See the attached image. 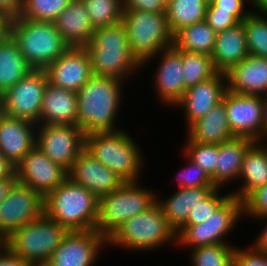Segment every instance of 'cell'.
Wrapping results in <instances>:
<instances>
[{"mask_svg":"<svg viewBox=\"0 0 267 266\" xmlns=\"http://www.w3.org/2000/svg\"><path fill=\"white\" fill-rule=\"evenodd\" d=\"M215 188V186L179 188L167 200L162 201L159 197H156V203L165 215L169 225L177 232L186 223L192 209Z\"/></svg>","mask_w":267,"mask_h":266,"instance_id":"4316f807","label":"cell"},{"mask_svg":"<svg viewBox=\"0 0 267 266\" xmlns=\"http://www.w3.org/2000/svg\"><path fill=\"white\" fill-rule=\"evenodd\" d=\"M166 2V4H168L169 2H171L172 0H164Z\"/></svg>","mask_w":267,"mask_h":266,"instance_id":"9f6ffc18","label":"cell"},{"mask_svg":"<svg viewBox=\"0 0 267 266\" xmlns=\"http://www.w3.org/2000/svg\"><path fill=\"white\" fill-rule=\"evenodd\" d=\"M37 124L0 114V153L14 166L36 145Z\"/></svg>","mask_w":267,"mask_h":266,"instance_id":"44dd1931","label":"cell"},{"mask_svg":"<svg viewBox=\"0 0 267 266\" xmlns=\"http://www.w3.org/2000/svg\"><path fill=\"white\" fill-rule=\"evenodd\" d=\"M5 31L33 69H46L70 47L54 22L17 17L5 22Z\"/></svg>","mask_w":267,"mask_h":266,"instance_id":"277c9868","label":"cell"},{"mask_svg":"<svg viewBox=\"0 0 267 266\" xmlns=\"http://www.w3.org/2000/svg\"><path fill=\"white\" fill-rule=\"evenodd\" d=\"M254 143L249 138L234 137L218 144L215 173L210 177L215 187L223 188L225 183L238 181L246 151Z\"/></svg>","mask_w":267,"mask_h":266,"instance_id":"484cf974","label":"cell"},{"mask_svg":"<svg viewBox=\"0 0 267 266\" xmlns=\"http://www.w3.org/2000/svg\"><path fill=\"white\" fill-rule=\"evenodd\" d=\"M250 14L251 13H230L218 11V8H207L205 21L217 33L241 23Z\"/></svg>","mask_w":267,"mask_h":266,"instance_id":"60d3db41","label":"cell"},{"mask_svg":"<svg viewBox=\"0 0 267 266\" xmlns=\"http://www.w3.org/2000/svg\"><path fill=\"white\" fill-rule=\"evenodd\" d=\"M206 0H172L167 4L166 18L174 35L182 28L205 20Z\"/></svg>","mask_w":267,"mask_h":266,"instance_id":"1f68e13d","label":"cell"},{"mask_svg":"<svg viewBox=\"0 0 267 266\" xmlns=\"http://www.w3.org/2000/svg\"><path fill=\"white\" fill-rule=\"evenodd\" d=\"M72 0H23L20 18L54 22Z\"/></svg>","mask_w":267,"mask_h":266,"instance_id":"8d00e7d4","label":"cell"},{"mask_svg":"<svg viewBox=\"0 0 267 266\" xmlns=\"http://www.w3.org/2000/svg\"><path fill=\"white\" fill-rule=\"evenodd\" d=\"M14 172L15 166L0 153V179L10 177Z\"/></svg>","mask_w":267,"mask_h":266,"instance_id":"f907efd6","label":"cell"},{"mask_svg":"<svg viewBox=\"0 0 267 266\" xmlns=\"http://www.w3.org/2000/svg\"><path fill=\"white\" fill-rule=\"evenodd\" d=\"M49 82L45 69H33L0 96L3 115L38 125L43 95Z\"/></svg>","mask_w":267,"mask_h":266,"instance_id":"8fae6325","label":"cell"},{"mask_svg":"<svg viewBox=\"0 0 267 266\" xmlns=\"http://www.w3.org/2000/svg\"><path fill=\"white\" fill-rule=\"evenodd\" d=\"M123 82L114 77L93 74L77 92V126L85 136L121 130L115 121L122 104Z\"/></svg>","mask_w":267,"mask_h":266,"instance_id":"6da1fadb","label":"cell"},{"mask_svg":"<svg viewBox=\"0 0 267 266\" xmlns=\"http://www.w3.org/2000/svg\"><path fill=\"white\" fill-rule=\"evenodd\" d=\"M158 68L155 69L152 86L156 90L158 99L164 105L175 106L183 97L186 89L183 79L182 50L176 49L173 45L161 50Z\"/></svg>","mask_w":267,"mask_h":266,"instance_id":"d6986e66","label":"cell"},{"mask_svg":"<svg viewBox=\"0 0 267 266\" xmlns=\"http://www.w3.org/2000/svg\"><path fill=\"white\" fill-rule=\"evenodd\" d=\"M182 70L185 89L214 77L218 71L211 55L182 50Z\"/></svg>","mask_w":267,"mask_h":266,"instance_id":"d6a6232c","label":"cell"},{"mask_svg":"<svg viewBox=\"0 0 267 266\" xmlns=\"http://www.w3.org/2000/svg\"><path fill=\"white\" fill-rule=\"evenodd\" d=\"M249 55L243 23L217 32L211 54L216 70L227 73Z\"/></svg>","mask_w":267,"mask_h":266,"instance_id":"cb8c5ba5","label":"cell"},{"mask_svg":"<svg viewBox=\"0 0 267 266\" xmlns=\"http://www.w3.org/2000/svg\"><path fill=\"white\" fill-rule=\"evenodd\" d=\"M122 22L127 29L131 54L142 67L150 63L161 50L173 45V34L167 23L166 12L123 10Z\"/></svg>","mask_w":267,"mask_h":266,"instance_id":"ba28073f","label":"cell"},{"mask_svg":"<svg viewBox=\"0 0 267 266\" xmlns=\"http://www.w3.org/2000/svg\"><path fill=\"white\" fill-rule=\"evenodd\" d=\"M243 201L231 195L203 223L183 225L177 233V244L193 249L198 246L221 244L243 216ZM225 238V239H224Z\"/></svg>","mask_w":267,"mask_h":266,"instance_id":"30bf717a","label":"cell"},{"mask_svg":"<svg viewBox=\"0 0 267 266\" xmlns=\"http://www.w3.org/2000/svg\"><path fill=\"white\" fill-rule=\"evenodd\" d=\"M263 100V119H264V136L267 135V93L262 96Z\"/></svg>","mask_w":267,"mask_h":266,"instance_id":"f5cc1de1","label":"cell"},{"mask_svg":"<svg viewBox=\"0 0 267 266\" xmlns=\"http://www.w3.org/2000/svg\"><path fill=\"white\" fill-rule=\"evenodd\" d=\"M36 145L67 171L85 149V134L77 125H37Z\"/></svg>","mask_w":267,"mask_h":266,"instance_id":"7c38bea8","label":"cell"},{"mask_svg":"<svg viewBox=\"0 0 267 266\" xmlns=\"http://www.w3.org/2000/svg\"><path fill=\"white\" fill-rule=\"evenodd\" d=\"M257 220H266L265 227L260 232V235L258 234V237L255 239V241L252 243V246L267 254V216L256 218ZM254 244V245H253Z\"/></svg>","mask_w":267,"mask_h":266,"instance_id":"c3c4849f","label":"cell"},{"mask_svg":"<svg viewBox=\"0 0 267 266\" xmlns=\"http://www.w3.org/2000/svg\"><path fill=\"white\" fill-rule=\"evenodd\" d=\"M252 8L258 16L267 18V0H253ZM259 12V13H258ZM262 13V14H261Z\"/></svg>","mask_w":267,"mask_h":266,"instance_id":"816d5d0a","label":"cell"},{"mask_svg":"<svg viewBox=\"0 0 267 266\" xmlns=\"http://www.w3.org/2000/svg\"><path fill=\"white\" fill-rule=\"evenodd\" d=\"M0 266H30V265L20 256L13 254L4 244H1Z\"/></svg>","mask_w":267,"mask_h":266,"instance_id":"7dc6e473","label":"cell"},{"mask_svg":"<svg viewBox=\"0 0 267 266\" xmlns=\"http://www.w3.org/2000/svg\"><path fill=\"white\" fill-rule=\"evenodd\" d=\"M262 141L255 142L244 156L239 180H243L236 192H230L239 200L244 201L253 191L267 183V154L260 146ZM259 144V145H258Z\"/></svg>","mask_w":267,"mask_h":266,"instance_id":"f546056e","label":"cell"},{"mask_svg":"<svg viewBox=\"0 0 267 266\" xmlns=\"http://www.w3.org/2000/svg\"><path fill=\"white\" fill-rule=\"evenodd\" d=\"M267 137V135L265 136ZM263 137L264 139L263 140H266L267 138ZM261 147L264 149L265 153L267 154V145L266 144H262Z\"/></svg>","mask_w":267,"mask_h":266,"instance_id":"11a10c76","label":"cell"},{"mask_svg":"<svg viewBox=\"0 0 267 266\" xmlns=\"http://www.w3.org/2000/svg\"><path fill=\"white\" fill-rule=\"evenodd\" d=\"M17 181L15 172L10 177L0 179V203L7 197L11 188Z\"/></svg>","mask_w":267,"mask_h":266,"instance_id":"681fc988","label":"cell"},{"mask_svg":"<svg viewBox=\"0 0 267 266\" xmlns=\"http://www.w3.org/2000/svg\"><path fill=\"white\" fill-rule=\"evenodd\" d=\"M222 101L225 103L227 119L235 137H245L254 142L264 137L262 96L232 93L225 91Z\"/></svg>","mask_w":267,"mask_h":266,"instance_id":"5bb4252c","label":"cell"},{"mask_svg":"<svg viewBox=\"0 0 267 266\" xmlns=\"http://www.w3.org/2000/svg\"><path fill=\"white\" fill-rule=\"evenodd\" d=\"M138 181L124 182L111 193L99 197L95 230L108 239L117 228L133 216L156 203V193L144 189Z\"/></svg>","mask_w":267,"mask_h":266,"instance_id":"9c48e42d","label":"cell"},{"mask_svg":"<svg viewBox=\"0 0 267 266\" xmlns=\"http://www.w3.org/2000/svg\"><path fill=\"white\" fill-rule=\"evenodd\" d=\"M44 214L68 231L95 230L99 198L67 177L44 197Z\"/></svg>","mask_w":267,"mask_h":266,"instance_id":"3957f363","label":"cell"},{"mask_svg":"<svg viewBox=\"0 0 267 266\" xmlns=\"http://www.w3.org/2000/svg\"><path fill=\"white\" fill-rule=\"evenodd\" d=\"M49 83L78 92L93 75L85 47H69L45 69Z\"/></svg>","mask_w":267,"mask_h":266,"instance_id":"e0dca14e","label":"cell"},{"mask_svg":"<svg viewBox=\"0 0 267 266\" xmlns=\"http://www.w3.org/2000/svg\"><path fill=\"white\" fill-rule=\"evenodd\" d=\"M5 30V22L0 17V34Z\"/></svg>","mask_w":267,"mask_h":266,"instance_id":"db71d44e","label":"cell"},{"mask_svg":"<svg viewBox=\"0 0 267 266\" xmlns=\"http://www.w3.org/2000/svg\"><path fill=\"white\" fill-rule=\"evenodd\" d=\"M183 153L196 162L209 177L215 173L218 155V144H202L189 138L186 140Z\"/></svg>","mask_w":267,"mask_h":266,"instance_id":"74e56055","label":"cell"},{"mask_svg":"<svg viewBox=\"0 0 267 266\" xmlns=\"http://www.w3.org/2000/svg\"><path fill=\"white\" fill-rule=\"evenodd\" d=\"M226 75L232 93L263 96L267 93V58L249 54Z\"/></svg>","mask_w":267,"mask_h":266,"instance_id":"7402d4cb","label":"cell"},{"mask_svg":"<svg viewBox=\"0 0 267 266\" xmlns=\"http://www.w3.org/2000/svg\"><path fill=\"white\" fill-rule=\"evenodd\" d=\"M54 25L70 47H85L95 30L82 0H72Z\"/></svg>","mask_w":267,"mask_h":266,"instance_id":"d4e9b609","label":"cell"},{"mask_svg":"<svg viewBox=\"0 0 267 266\" xmlns=\"http://www.w3.org/2000/svg\"><path fill=\"white\" fill-rule=\"evenodd\" d=\"M44 196L31 187L16 182L0 203V239L44 215Z\"/></svg>","mask_w":267,"mask_h":266,"instance_id":"4fadbf2b","label":"cell"},{"mask_svg":"<svg viewBox=\"0 0 267 266\" xmlns=\"http://www.w3.org/2000/svg\"><path fill=\"white\" fill-rule=\"evenodd\" d=\"M123 10H140L144 12H166L167 4L164 0H122Z\"/></svg>","mask_w":267,"mask_h":266,"instance_id":"ee69618b","label":"cell"},{"mask_svg":"<svg viewBox=\"0 0 267 266\" xmlns=\"http://www.w3.org/2000/svg\"><path fill=\"white\" fill-rule=\"evenodd\" d=\"M18 182L40 192L44 197L68 177L67 170L52 162L35 145L15 166Z\"/></svg>","mask_w":267,"mask_h":266,"instance_id":"9a60e30c","label":"cell"},{"mask_svg":"<svg viewBox=\"0 0 267 266\" xmlns=\"http://www.w3.org/2000/svg\"><path fill=\"white\" fill-rule=\"evenodd\" d=\"M216 34L204 20L177 31L173 35V46L178 50L211 55Z\"/></svg>","mask_w":267,"mask_h":266,"instance_id":"4dcf8cb0","label":"cell"},{"mask_svg":"<svg viewBox=\"0 0 267 266\" xmlns=\"http://www.w3.org/2000/svg\"><path fill=\"white\" fill-rule=\"evenodd\" d=\"M31 70L16 42L4 30L0 34V96Z\"/></svg>","mask_w":267,"mask_h":266,"instance_id":"f1b7e54d","label":"cell"},{"mask_svg":"<svg viewBox=\"0 0 267 266\" xmlns=\"http://www.w3.org/2000/svg\"><path fill=\"white\" fill-rule=\"evenodd\" d=\"M220 189L216 187L204 200L192 209L184 225H196L209 219L212 214L232 195L227 193L220 195Z\"/></svg>","mask_w":267,"mask_h":266,"instance_id":"f35d334b","label":"cell"},{"mask_svg":"<svg viewBox=\"0 0 267 266\" xmlns=\"http://www.w3.org/2000/svg\"><path fill=\"white\" fill-rule=\"evenodd\" d=\"M250 2L253 4V0H249ZM246 4L245 0H213L207 8H218V11L230 13H252L253 10L245 8Z\"/></svg>","mask_w":267,"mask_h":266,"instance_id":"f6af8a7d","label":"cell"},{"mask_svg":"<svg viewBox=\"0 0 267 266\" xmlns=\"http://www.w3.org/2000/svg\"><path fill=\"white\" fill-rule=\"evenodd\" d=\"M94 29L122 22V0H82Z\"/></svg>","mask_w":267,"mask_h":266,"instance_id":"836d02e7","label":"cell"},{"mask_svg":"<svg viewBox=\"0 0 267 266\" xmlns=\"http://www.w3.org/2000/svg\"><path fill=\"white\" fill-rule=\"evenodd\" d=\"M188 162L179 175L177 181L180 188H196L200 186H214L208 174L194 161H192L185 153L183 154Z\"/></svg>","mask_w":267,"mask_h":266,"instance_id":"ab89813d","label":"cell"},{"mask_svg":"<svg viewBox=\"0 0 267 266\" xmlns=\"http://www.w3.org/2000/svg\"><path fill=\"white\" fill-rule=\"evenodd\" d=\"M242 23L249 54L267 58V18L253 11Z\"/></svg>","mask_w":267,"mask_h":266,"instance_id":"d590c367","label":"cell"},{"mask_svg":"<svg viewBox=\"0 0 267 266\" xmlns=\"http://www.w3.org/2000/svg\"><path fill=\"white\" fill-rule=\"evenodd\" d=\"M85 149L125 182L140 179L138 177L144 168L142 150L123 129L86 135Z\"/></svg>","mask_w":267,"mask_h":266,"instance_id":"5b68a950","label":"cell"},{"mask_svg":"<svg viewBox=\"0 0 267 266\" xmlns=\"http://www.w3.org/2000/svg\"><path fill=\"white\" fill-rule=\"evenodd\" d=\"M77 104V92L55 87L48 82L38 125H77Z\"/></svg>","mask_w":267,"mask_h":266,"instance_id":"603a6c76","label":"cell"},{"mask_svg":"<svg viewBox=\"0 0 267 266\" xmlns=\"http://www.w3.org/2000/svg\"><path fill=\"white\" fill-rule=\"evenodd\" d=\"M226 90V75L219 72L214 77L186 89L175 106L184 110L187 128L221 102Z\"/></svg>","mask_w":267,"mask_h":266,"instance_id":"ffe728a7","label":"cell"},{"mask_svg":"<svg viewBox=\"0 0 267 266\" xmlns=\"http://www.w3.org/2000/svg\"><path fill=\"white\" fill-rule=\"evenodd\" d=\"M173 241L177 244V233L155 203L145 212L122 223L107 239V245L134 251H150Z\"/></svg>","mask_w":267,"mask_h":266,"instance_id":"8992f818","label":"cell"},{"mask_svg":"<svg viewBox=\"0 0 267 266\" xmlns=\"http://www.w3.org/2000/svg\"><path fill=\"white\" fill-rule=\"evenodd\" d=\"M236 246L231 243H221L198 246L191 249L192 266H233Z\"/></svg>","mask_w":267,"mask_h":266,"instance_id":"e575fe53","label":"cell"},{"mask_svg":"<svg viewBox=\"0 0 267 266\" xmlns=\"http://www.w3.org/2000/svg\"><path fill=\"white\" fill-rule=\"evenodd\" d=\"M92 74L126 80L142 65L131 54L127 29L123 22L96 28L85 46ZM124 79V80H123Z\"/></svg>","mask_w":267,"mask_h":266,"instance_id":"7a4b0ae2","label":"cell"},{"mask_svg":"<svg viewBox=\"0 0 267 266\" xmlns=\"http://www.w3.org/2000/svg\"><path fill=\"white\" fill-rule=\"evenodd\" d=\"M107 239L96 230L69 231L45 266H95Z\"/></svg>","mask_w":267,"mask_h":266,"instance_id":"2e32d148","label":"cell"},{"mask_svg":"<svg viewBox=\"0 0 267 266\" xmlns=\"http://www.w3.org/2000/svg\"><path fill=\"white\" fill-rule=\"evenodd\" d=\"M68 232L44 214L14 230L2 244L30 266H45Z\"/></svg>","mask_w":267,"mask_h":266,"instance_id":"52a82bcc","label":"cell"},{"mask_svg":"<svg viewBox=\"0 0 267 266\" xmlns=\"http://www.w3.org/2000/svg\"><path fill=\"white\" fill-rule=\"evenodd\" d=\"M244 216L259 218L267 216V183L253 191L243 201Z\"/></svg>","mask_w":267,"mask_h":266,"instance_id":"b9f144b4","label":"cell"},{"mask_svg":"<svg viewBox=\"0 0 267 266\" xmlns=\"http://www.w3.org/2000/svg\"><path fill=\"white\" fill-rule=\"evenodd\" d=\"M187 133V138L202 144H221L234 138L229 127L225 103L219 102L204 117L191 124Z\"/></svg>","mask_w":267,"mask_h":266,"instance_id":"83f0119b","label":"cell"},{"mask_svg":"<svg viewBox=\"0 0 267 266\" xmlns=\"http://www.w3.org/2000/svg\"><path fill=\"white\" fill-rule=\"evenodd\" d=\"M23 0H0V17L4 22L20 16Z\"/></svg>","mask_w":267,"mask_h":266,"instance_id":"bcb514c9","label":"cell"},{"mask_svg":"<svg viewBox=\"0 0 267 266\" xmlns=\"http://www.w3.org/2000/svg\"><path fill=\"white\" fill-rule=\"evenodd\" d=\"M67 173L72 181L84 186L98 198L113 192L125 182L86 149L80 153Z\"/></svg>","mask_w":267,"mask_h":266,"instance_id":"ac0fdd59","label":"cell"},{"mask_svg":"<svg viewBox=\"0 0 267 266\" xmlns=\"http://www.w3.org/2000/svg\"><path fill=\"white\" fill-rule=\"evenodd\" d=\"M242 249L236 246L233 266H267V254L255 249ZM248 250V251H247Z\"/></svg>","mask_w":267,"mask_h":266,"instance_id":"7bdbcfd3","label":"cell"}]
</instances>
